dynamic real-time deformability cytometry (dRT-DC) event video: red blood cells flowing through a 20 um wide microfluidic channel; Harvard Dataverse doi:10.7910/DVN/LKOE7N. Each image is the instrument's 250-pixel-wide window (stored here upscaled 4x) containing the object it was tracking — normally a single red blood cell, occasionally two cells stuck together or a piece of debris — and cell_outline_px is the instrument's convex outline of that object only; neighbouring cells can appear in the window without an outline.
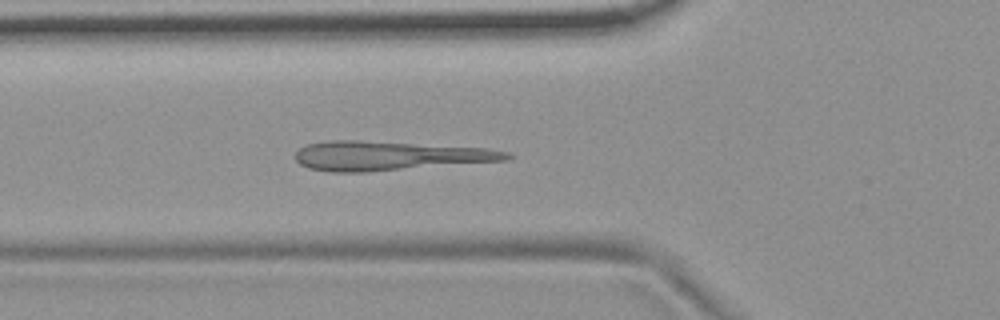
{"species": "common noctule bat (a hibernating species)", "species_latin": "Nyctalus noctula", "temperature_condition": "room temperature", "stored_images_in_passage": 5, "camera_frame_rate_fps": 3000, "um_per_image_px": 0.085, "animal": {"sex": "female", "body_mass_g": 19.9}, "frame": {"image": 1, "passage_image": 5, "time_ms": 1.333, "image_size_px": [1000, 320], "cell_outline_px": [[516, 156], [512, 160], [364, 172], [332, 172], [308, 168], [300, 164], [296, 160], [296, 152], [304, 144], [332, 140], [360, 140], [488, 148], [512, 152]], "centroid_in_image_um": [33.16, 13.24], "position_along_channel_um": 92.6, "area_um2": 36.36}}